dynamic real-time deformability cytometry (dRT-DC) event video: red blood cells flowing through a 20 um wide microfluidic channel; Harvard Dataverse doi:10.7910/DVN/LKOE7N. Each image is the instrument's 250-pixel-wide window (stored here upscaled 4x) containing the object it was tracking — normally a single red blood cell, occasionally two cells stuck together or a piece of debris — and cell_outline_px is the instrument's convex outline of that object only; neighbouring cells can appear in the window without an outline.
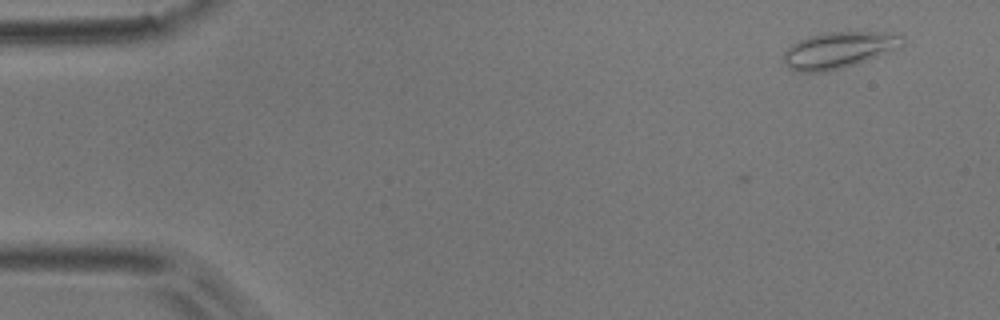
{"species": "common noctule bat (a hibernating species)", "species_latin": "Nyctalus noctula", "temperature_condition": "room temperature", "stored_images_in_passage": 3, "camera_frame_rate_fps": 3000, "um_per_image_px": 0.085, "animal": {"sex": "male", "body_mass_g": 17.9}, "frame": {"image": 1, "passage_image": 1, "time_ms": 0.0, "image_size_px": [1000, 320], "cell_outline_px": [[904, 44], [900, 48], [856, 64], [844, 68], [828, 72], [800, 72], [788, 68], [784, 64], [784, 52], [792, 44], [808, 36], [824, 32], [880, 32], [904, 36]], "centroid_in_image_um": [71.29, 4.27], "position_along_channel_um": 13.7, "area_um2": 25.32}}